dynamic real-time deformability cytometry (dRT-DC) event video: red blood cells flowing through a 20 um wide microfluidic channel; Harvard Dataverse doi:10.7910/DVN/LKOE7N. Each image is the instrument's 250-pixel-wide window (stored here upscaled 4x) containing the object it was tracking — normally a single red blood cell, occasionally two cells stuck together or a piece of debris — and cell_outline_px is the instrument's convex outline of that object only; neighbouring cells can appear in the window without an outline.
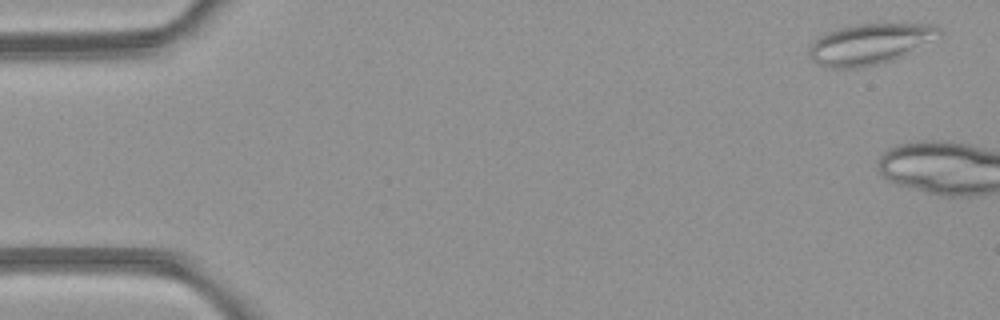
{"species": "common noctule bat (a hibernating species)", "species_latin": "Nyctalus noctula", "temperature_condition": "room temperature", "stored_images_in_passage": 9, "camera_frame_rate_fps": 3000, "um_per_image_px": 0.085, "animal": {"sex": "female", "body_mass_g": 21.9}, "frame": {"image": 1, "passage_image": 1, "time_ms": 0.0, "image_size_px": [1000, 320], "cell_outline_px": [[944, 32], [940, 36], [892, 60], [880, 64], [860, 68], [828, 68], [816, 64], [812, 60], [808, 52], [808, 48], [824, 32], [856, 24], [936, 24]], "centroid_in_image_um": [73.91, 3.74], "position_along_channel_um": 11.1, "area_um2": 30.81}}
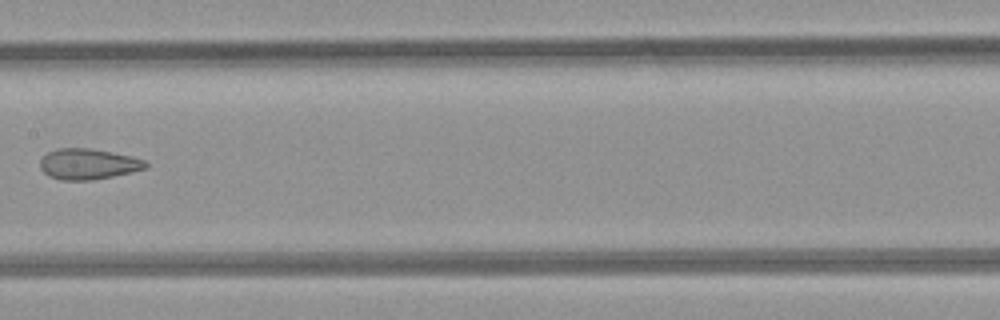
{"frame": {"image": 2, "passage_image": 8, "time_ms": 9.0, "image_size_px": [1000, 320], "cell_outline_px": [[148, 168], [132, 172], [92, 180], [60, 180], [48, 176], [40, 168], [40, 160], [48, 152], [60, 148], [88, 148], [132, 156], [144, 160], [148, 164]], "centroid_in_image_um": [7.49, 13.95], "position_along_channel_um": 199.9, "area_um2": 18.84}}
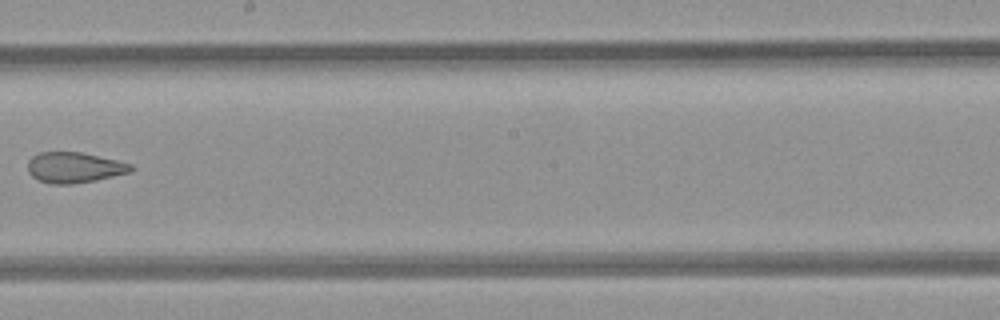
{"frame": {"image": 3, "passage_image": 9, "time_ms": 10.0, "image_size_px": [1000, 320], "cell_outline_px": [[132, 168], [128, 172], [96, 180], [72, 184], [52, 184], [40, 180], [32, 176], [28, 172], [28, 160], [32, 156], [40, 152], [80, 152], [116, 160], [132, 164]], "centroid_in_image_um": [6.27, 14.23], "position_along_channel_um": 241.9, "area_um2": 18.15}}